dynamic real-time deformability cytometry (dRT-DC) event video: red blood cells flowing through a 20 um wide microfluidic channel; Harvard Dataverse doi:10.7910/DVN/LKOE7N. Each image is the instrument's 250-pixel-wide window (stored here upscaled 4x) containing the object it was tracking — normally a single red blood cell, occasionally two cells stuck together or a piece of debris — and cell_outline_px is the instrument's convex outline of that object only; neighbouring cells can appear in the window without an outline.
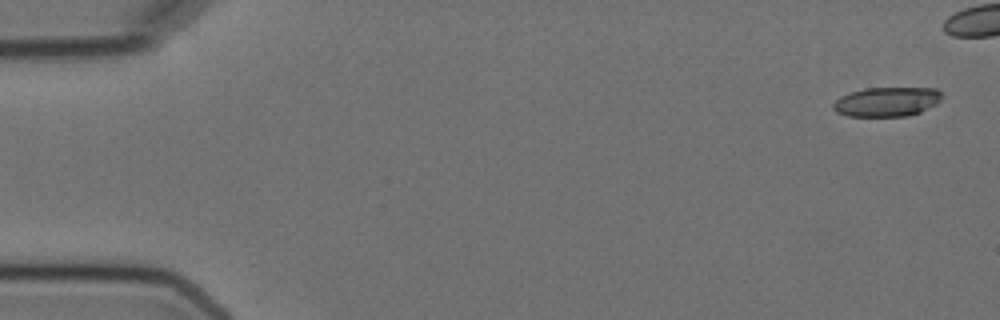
{"species": "Egyptian fruit bat (a non-hibernating species)", "species_latin": "Rousettus aegyptiacus", "temperature_condition": "cold", "stored_images_in_passage": 5, "camera_frame_rate_fps": 3000, "um_per_image_px": 0.085, "animal": {"sex": "female"}, "frame": {"image": 1, "passage_image": 1, "time_ms": 0.0, "image_size_px": [1000, 320], "cell_outline_px": [[944, 96], [936, 104], [920, 112], [908, 116], [848, 116], [836, 112], [832, 108], [832, 104], [840, 96], [848, 92], [864, 88], [936, 88]], "centroid_in_image_um": [75.36, 8.64], "position_along_channel_um": 9.6, "area_um2": 18.79}}
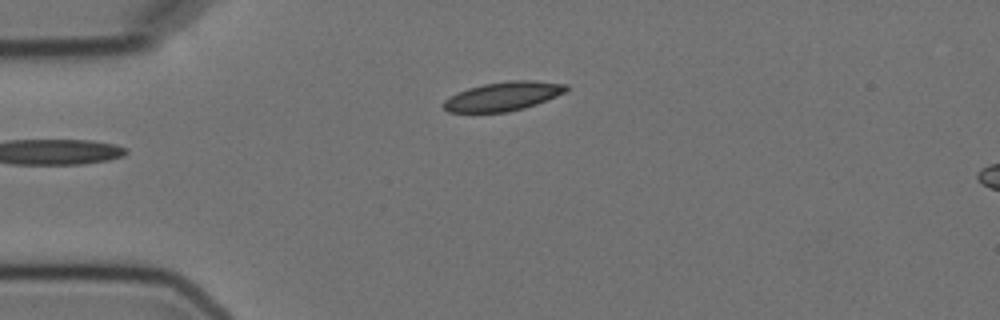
{"frame": {"image": 2, "passage_image": 5, "time_ms": 5.667, "image_size_px": [1000, 320], "cell_outline_px": [[568, 88], [564, 92], [556, 96], [536, 104], [524, 108], [508, 112], [448, 112], [444, 108], [444, 100], [468, 88], [484, 84], [508, 80], [532, 80], [568, 84]], "centroid_in_image_um": [42.79, 8.18], "position_along_channel_um": 42.2, "area_um2": 20.46}}